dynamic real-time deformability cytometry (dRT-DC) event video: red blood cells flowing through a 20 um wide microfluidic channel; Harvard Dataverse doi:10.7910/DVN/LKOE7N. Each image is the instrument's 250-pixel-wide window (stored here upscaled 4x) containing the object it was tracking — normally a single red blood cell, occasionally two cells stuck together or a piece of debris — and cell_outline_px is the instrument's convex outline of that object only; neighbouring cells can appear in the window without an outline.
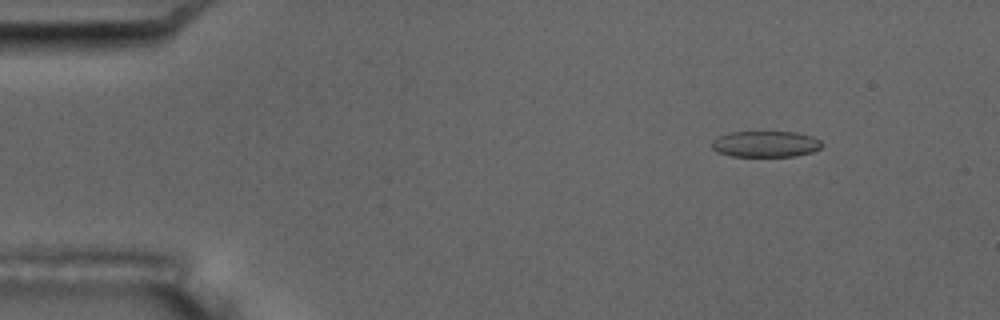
{"species": "common noctule bat (a hibernating species)", "species_latin": "Nyctalus noctula", "temperature_condition": "room temperature", "stored_images_in_passage": 5, "camera_frame_rate_fps": 3000, "um_per_image_px": 0.085, "animal": {"sex": "male", "body_mass_g": 17.5, "forearm_length_mm": 52.3}, "frame": {"image": 1, "passage_image": 2, "time_ms": 1.333, "image_size_px": [1000, 320], "cell_outline_px": [[824, 144], [820, 148], [812, 152], [796, 156], [732, 156], [716, 152], [712, 148], [712, 140], [720, 136], [732, 132], [796, 132], [812, 136], [820, 140]], "centroid_in_image_um": [65.09, 12.24], "position_along_channel_um": 19.9, "area_um2": 16.76}}
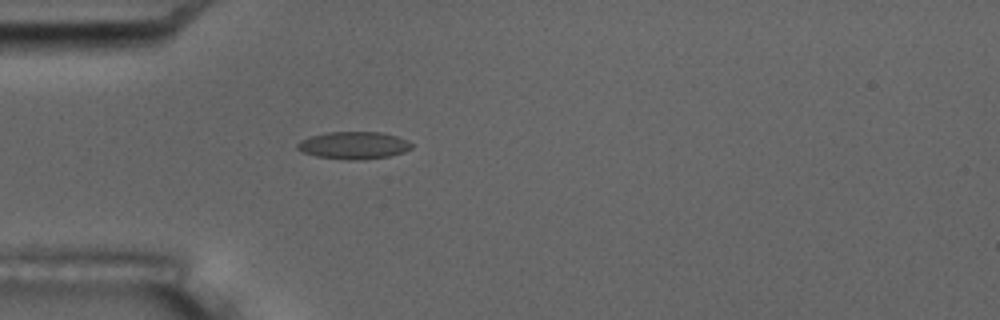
{"frame": {"image": 2, "passage_image": 5, "time_ms": 4.667, "image_size_px": [1000, 320], "cell_outline_px": [[412, 148], [404, 152], [388, 156], [364, 160], [348, 160], [316, 156], [304, 152], [296, 148], [296, 144], [300, 140], [308, 136], [328, 132], [380, 132], [396, 136], [408, 140], [412, 144]], "centroid_in_image_um": [30.05, 12.35], "position_along_channel_um": 54.9, "area_um2": 18.32}}